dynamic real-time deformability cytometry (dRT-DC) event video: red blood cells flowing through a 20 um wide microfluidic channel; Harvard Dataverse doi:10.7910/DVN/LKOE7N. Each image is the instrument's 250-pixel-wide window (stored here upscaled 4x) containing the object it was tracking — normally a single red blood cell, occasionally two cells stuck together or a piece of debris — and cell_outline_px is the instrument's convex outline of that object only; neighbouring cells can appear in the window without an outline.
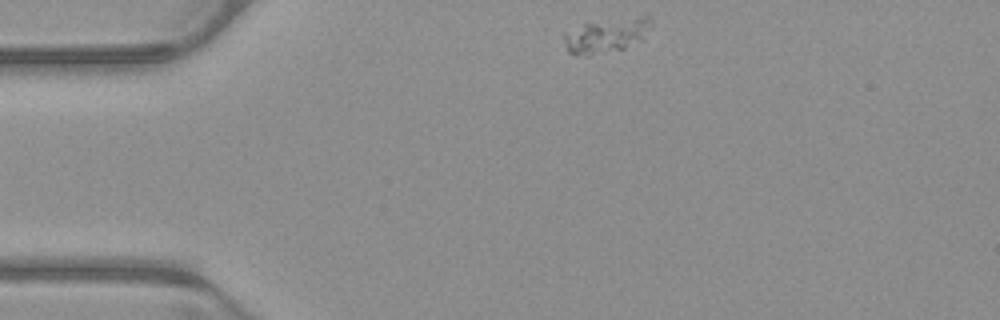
{"species": "common noctule bat (a hibernating species)", "species_latin": "Nyctalus noctula", "temperature_condition": "warm", "stored_images_in_passage": 46, "segment_of_instrument_passage": [1, 2], "camera_frame_rate_fps": 3000, "um_per_image_px": 0.085, "animal": {"sex": "male", "body_mass_g": 23.1, "forearm_length_mm": 52.7}, "frame": {"image": 1, "passage_image": 1, "time_ms": 0.0, "image_size_px": [1000, 320], "cell_outline_px": [[652, 24], [644, 40], [624, 48], [588, 56], [568, 52], [564, 40], [564, 32], [584, 24], [640, 16], [648, 16], [652, 20]], "centroid_in_image_um": [51.59, 3.02], "position_along_channel_um": 33.4, "area_um2": 17.28}}
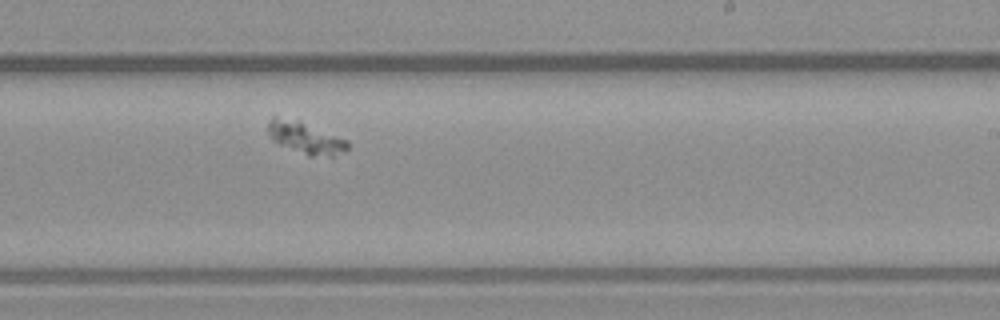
{"frame": {"image": 2, "passage_image": 23, "time_ms": 7.333, "image_size_px": [1000, 320], "cell_outline_px": [[348, 148], [344, 152], [332, 156], [308, 156], [276, 144], [272, 140], [268, 132], [268, 124], [272, 116], [276, 116], [348, 140]], "centroid_in_image_um": [25.92, 11.79], "position_along_channel_um": 263.1, "area_um2": 14.05}}
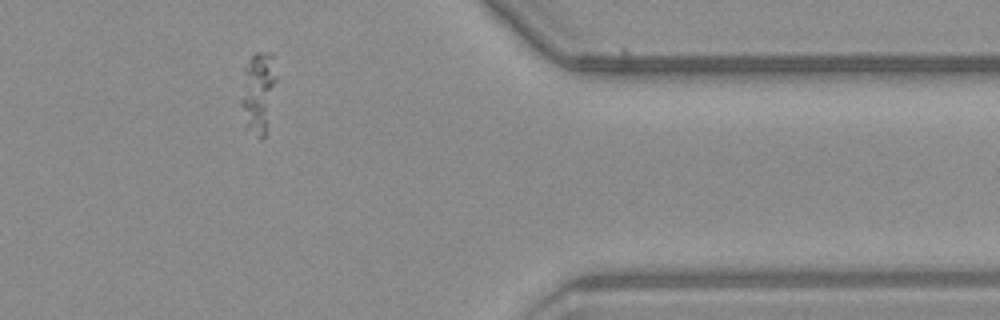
{"frame": {"image": 3, "passage_image": 35, "time_ms": 11.333, "image_size_px": [1000, 320], "cell_outline_px": [[276, 80], [264, 136], [260, 140], [244, 128], [240, 104], [240, 100], [244, 68], [252, 56], [256, 52], [272, 52], [276, 76]], "centroid_in_image_um": [21.9, 7.87], "position_along_channel_um": 389.5, "area_um2": 16.76}}